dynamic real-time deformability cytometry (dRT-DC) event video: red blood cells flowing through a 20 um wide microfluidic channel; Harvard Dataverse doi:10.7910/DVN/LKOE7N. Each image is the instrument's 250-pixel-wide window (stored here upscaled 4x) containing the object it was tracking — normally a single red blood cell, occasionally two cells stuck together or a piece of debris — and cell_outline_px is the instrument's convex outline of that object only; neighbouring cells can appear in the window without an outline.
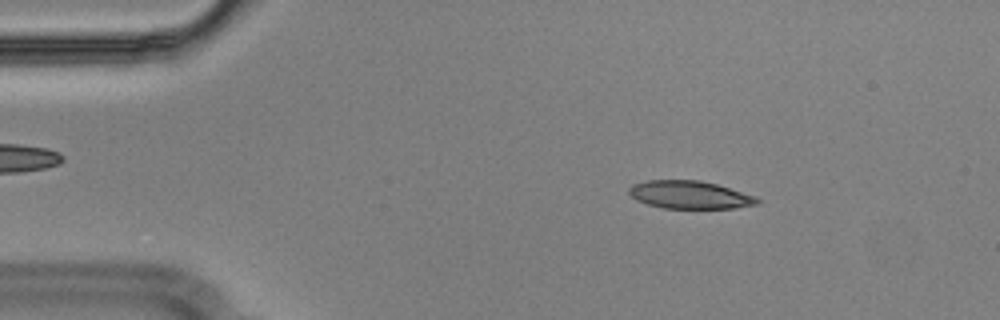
{"species": "Egyptian fruit bat (a non-hibernating species)", "species_latin": "Rousettus aegyptiacus", "temperature_condition": "cold", "stored_images_in_passage": 54, "camera_frame_rate_fps": 3000, "um_per_image_px": 0.085, "animal": {"sex": "male"}, "frame": {"image": 1, "passage_image": 8, "time_ms": 2.333, "image_size_px": [1000, 320], "cell_outline_px": [[760, 204], [736, 208], [664, 208], [648, 204], [636, 200], [628, 192], [628, 188], [632, 184], [648, 180], [700, 180], [716, 184], [756, 196], [760, 200]], "centroid_in_image_um": [58.64, 16.56], "position_along_channel_um": 26.4, "area_um2": 20.87}}
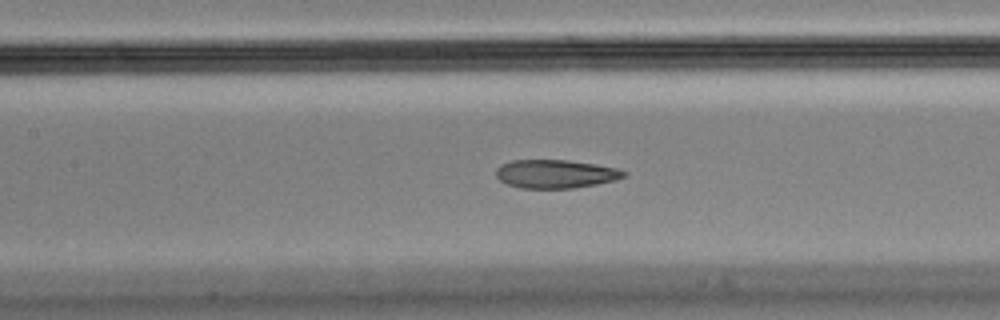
{"frame": {"image": 2, "passage_image": 24, "time_ms": 7.667, "image_size_px": [1000, 320], "cell_outline_px": [[628, 176], [616, 180], [596, 184], [572, 188], [520, 188], [508, 184], [500, 180], [496, 176], [496, 168], [500, 164], [512, 160], [568, 160], [596, 164], [616, 168], [628, 172]], "centroid_in_image_um": [47.24, 14.78], "position_along_channel_um": 160.2, "area_um2": 21.33}}
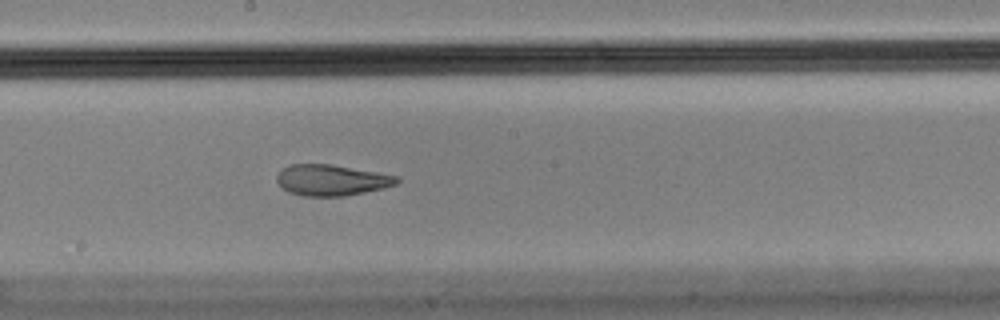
{"frame": {"image": 3, "passage_image": 29, "time_ms": 9.333, "image_size_px": [1000, 320], "cell_outline_px": [[400, 180], [396, 184], [384, 188], [344, 196], [304, 196], [288, 192], [276, 180], [276, 176], [288, 164], [328, 164], [396, 176]], "centroid_in_image_um": [28.15, 15.32], "position_along_channel_um": 220.1, "area_um2": 21.27}, "authors_computed_cell_mechanics": {"area_um2": 22.3686, "velocity_mm_per_s": 3.5983, "shape_relaxation_time_tau1_ms": null, "shape_relaxation_time_tau2_ms": 2.2848, "deformation_change_tau1": null, "deformation_change_tau2": 0.0978}}